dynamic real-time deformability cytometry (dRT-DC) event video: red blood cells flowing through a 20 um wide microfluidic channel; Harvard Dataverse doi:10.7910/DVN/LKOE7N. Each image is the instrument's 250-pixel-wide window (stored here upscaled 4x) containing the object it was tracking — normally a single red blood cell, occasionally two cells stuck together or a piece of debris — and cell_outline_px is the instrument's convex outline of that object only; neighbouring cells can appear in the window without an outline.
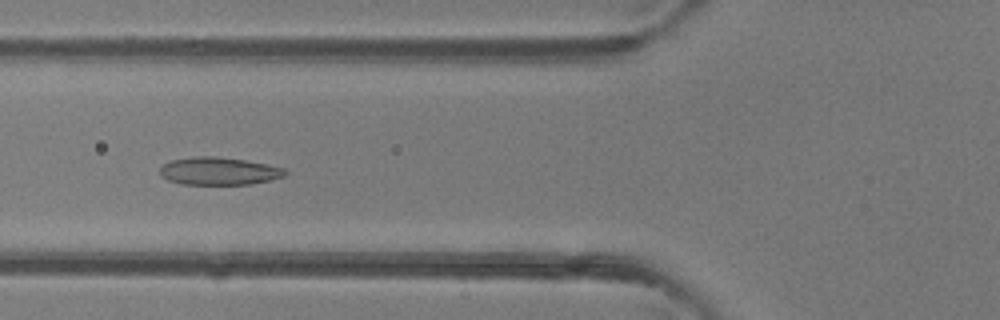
{"species": "common noctule bat (a hibernating species)", "species_latin": "Nyctalus noctula", "temperature_condition": "room temperature", "stored_images_in_passage": 51, "segment_of_instrument_passage": [1, 2], "camera_frame_rate_fps": 3000, "um_per_image_px": 0.085, "animal": {"sex": "female"}, "frame": {"image": 1, "passage_image": 19, "time_ms": 6.0, "image_size_px": [1000, 320], "cell_outline_px": [[288, 172], [284, 176], [272, 180], [252, 184], [180, 184], [168, 180], [160, 176], [160, 168], [164, 164], [172, 160], [192, 156], [212, 156], [244, 160], [268, 164], [284, 168]], "centroid_in_image_um": [18.61, 14.54], "position_along_channel_um": 107.2, "area_um2": 20.29}}
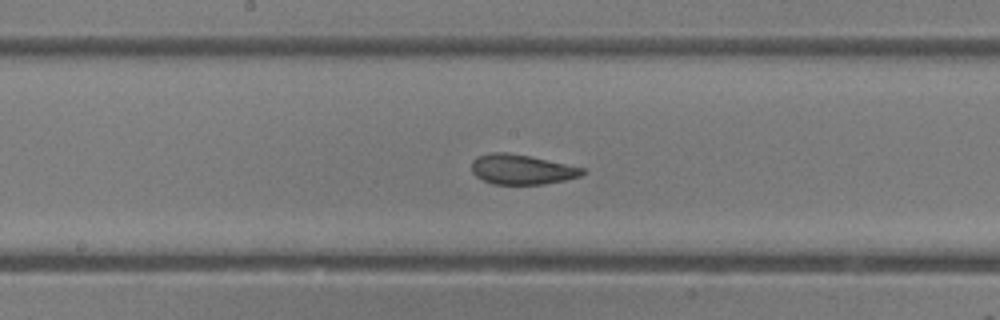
{"frame": {"image": 2, "passage_image": 26, "time_ms": 8.333, "image_size_px": [1000, 320], "cell_outline_px": [[584, 172], [580, 176], [564, 180], [544, 184], [492, 184], [476, 176], [472, 172], [472, 160], [476, 156], [492, 152], [508, 152], [528, 156], [584, 168]], "centroid_in_image_um": [44.29, 14.4], "position_along_channel_um": 203.9, "area_um2": 19.13}}
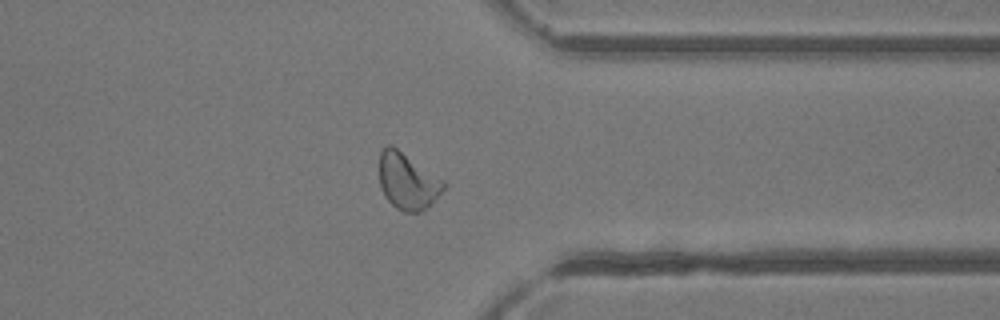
{"frame": {"image": 3, "passage_image": 39, "time_ms": 12.667, "image_size_px": [1000, 320], "cell_outline_px": [[448, 184], [420, 212], [404, 212], [396, 208], [388, 200], [380, 184], [380, 152], [388, 144], [392, 144], [444, 180]], "centroid_in_image_um": [34.63, 15.37], "position_along_channel_um": 376.8, "area_um2": 20.75}}